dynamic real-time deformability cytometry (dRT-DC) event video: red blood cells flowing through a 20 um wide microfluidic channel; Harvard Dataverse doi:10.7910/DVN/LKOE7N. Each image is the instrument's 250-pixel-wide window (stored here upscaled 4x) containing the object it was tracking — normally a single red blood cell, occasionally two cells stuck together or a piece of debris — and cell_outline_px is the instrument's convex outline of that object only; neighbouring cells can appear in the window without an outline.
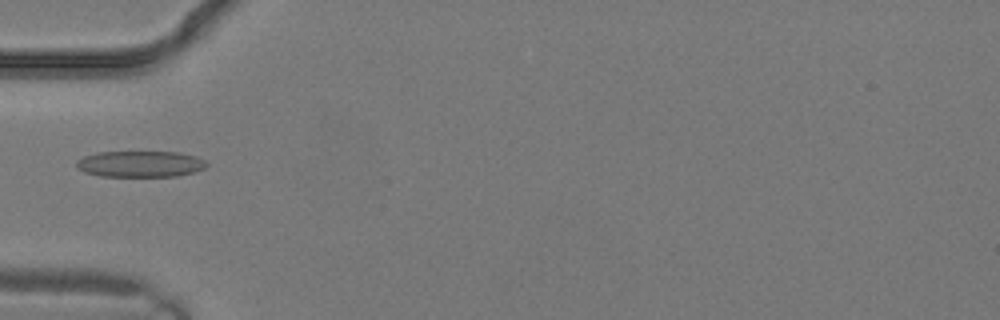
{"species": "common noctule bat (a hibernating species)", "species_latin": "Nyctalus noctula", "temperature_condition": "warm", "stored_images_in_passage": 3, "camera_frame_rate_fps": 3000, "um_per_image_px": 0.085, "animal": {"sex": "male", "body_mass_g": 19.2, "forearm_length_mm": 51.8}, "frame": {"image": 1, "passage_image": 2, "time_ms": 0.333, "image_size_px": [1000, 320], "cell_outline_px": [[208, 164], [204, 168], [196, 172], [176, 176], [100, 176], [84, 172], [76, 168], [76, 160], [84, 156], [96, 152], [180, 152], [196, 156], [204, 160]], "centroid_in_image_um": [11.91, 13.93], "position_along_channel_um": 73.1, "area_um2": 20.0}}